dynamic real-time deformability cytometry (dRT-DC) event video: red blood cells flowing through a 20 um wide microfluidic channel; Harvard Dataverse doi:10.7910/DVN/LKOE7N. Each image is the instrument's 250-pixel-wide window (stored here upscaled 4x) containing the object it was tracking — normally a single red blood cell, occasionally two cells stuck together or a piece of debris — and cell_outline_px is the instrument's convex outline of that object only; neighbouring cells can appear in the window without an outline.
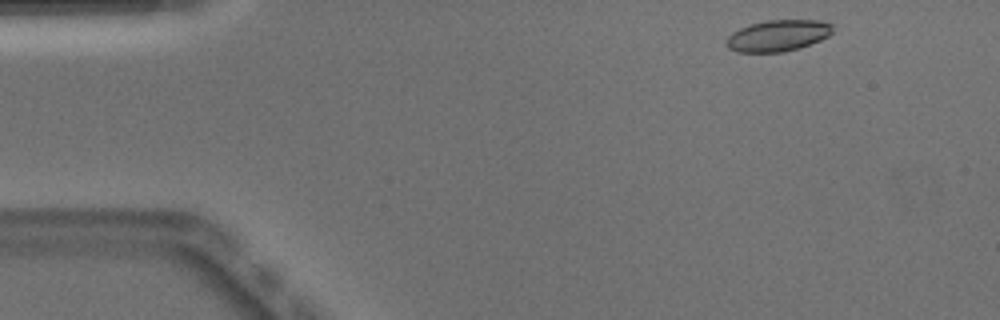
{"species": "Egyptian fruit bat (a non-hibernating species)", "species_latin": "Rousettus aegyptiacus", "temperature_condition": "warm", "stored_images_in_passage": 47, "camera_frame_rate_fps": 3000, "um_per_image_px": 0.085, "animal": {"sex": "male"}, "frame": {"image": 1, "passage_image": 2, "time_ms": 0.333, "image_size_px": [1000, 320], "cell_outline_px": [[832, 32], [828, 36], [820, 40], [800, 48], [780, 52], [736, 52], [728, 48], [724, 44], [728, 36], [732, 32], [740, 28], [752, 24], [768, 20], [820, 20], [832, 24]], "centroid_in_image_um": [66.1, 3.03], "position_along_channel_um": 18.9, "area_um2": 19.42}}
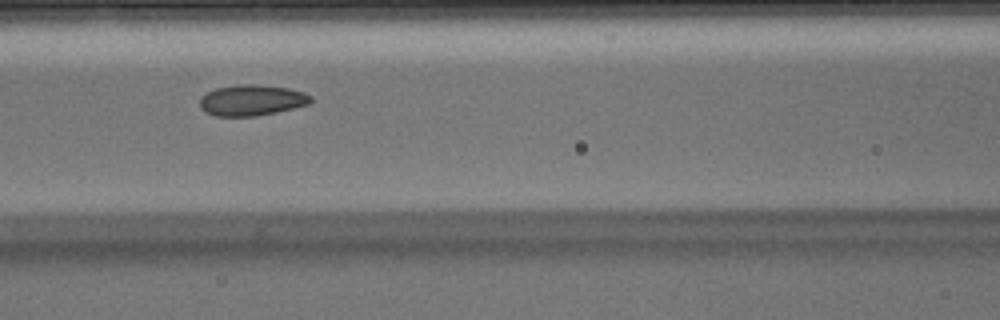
{"frame": {"image": 2, "passage_image": 18, "time_ms": 5.667, "image_size_px": [1000, 320], "cell_outline_px": [[312, 100], [308, 104], [276, 112], [256, 116], [216, 116], [204, 112], [200, 108], [200, 100], [208, 92], [216, 88], [236, 84], [256, 84], [288, 88], [304, 92], [312, 96]], "centroid_in_image_um": [21.39, 8.51], "position_along_channel_um": 145.2, "area_um2": 19.94}}
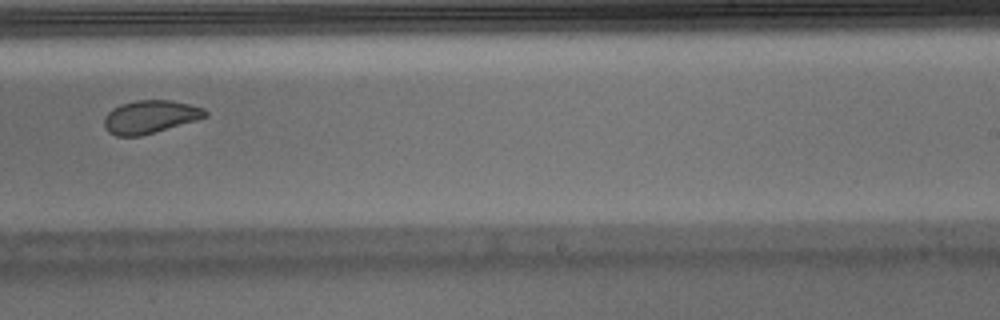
{"frame": {"image": 3, "passage_image": 28, "time_ms": 9.0, "image_size_px": [1000, 320], "cell_outline_px": [[208, 116], [196, 120], [140, 136], [116, 136], [108, 132], [104, 128], [104, 116], [112, 108], [120, 104], [136, 100], [172, 100], [204, 108], [208, 112]], "centroid_in_image_um": [12.73, 9.92], "position_along_channel_um": 276.3, "area_um2": 19.48}, "authors_computed_cell_mechanics": {"area_um2": 19.941, "velocity_mm_per_s": 3.9377, "shape_relaxation_time_tau1_ms": 5.3862, "shape_relaxation_time_tau2_ms": 1.3801, "deformation_change_tau1": 0.1264, "deformation_change_tau2": 0.0524}}